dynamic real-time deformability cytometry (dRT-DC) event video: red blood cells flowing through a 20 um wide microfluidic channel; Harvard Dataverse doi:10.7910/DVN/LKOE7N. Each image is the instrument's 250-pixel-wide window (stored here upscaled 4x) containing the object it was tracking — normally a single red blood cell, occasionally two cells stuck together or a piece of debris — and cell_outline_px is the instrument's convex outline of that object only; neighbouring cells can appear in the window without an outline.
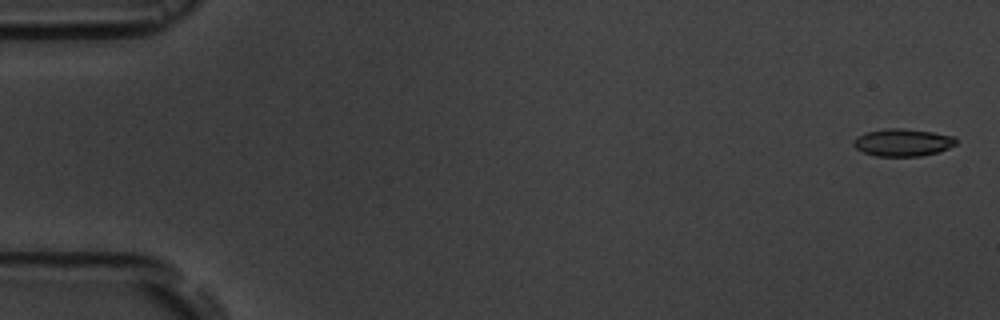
{"species": "common noctule bat (a hibernating species)", "species_latin": "Nyctalus noctula", "temperature_condition": "room temperature", "stored_images_in_passage": 11, "camera_frame_rate_fps": 3000, "um_per_image_px": 0.085, "animal": {"sex": "male", "body_mass_g": 19.5, "forearm_length_mm": 54.6}, "frame": {"image": 1, "passage_image": 1, "time_ms": 0.0, "image_size_px": [1000, 320], "cell_outline_px": [[956, 144], [948, 148], [936, 152], [920, 156], [876, 156], [864, 152], [856, 148], [852, 144], [856, 136], [868, 132], [888, 128], [900, 128], [932, 132], [956, 136]], "centroid_in_image_um": [76.73, 12.11], "position_along_channel_um": 8.3, "area_um2": 16.24}}
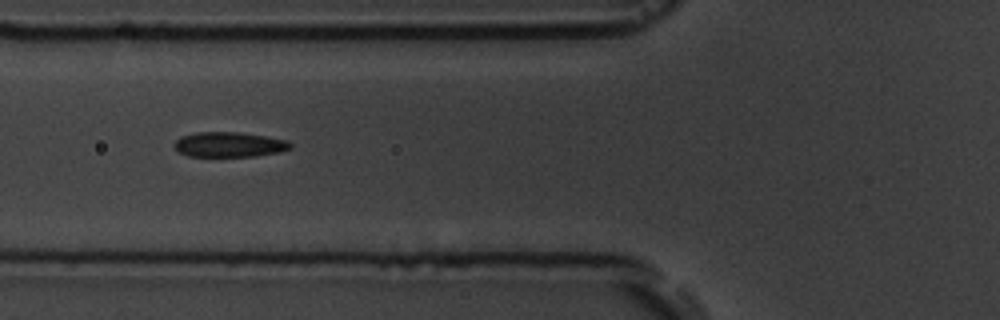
{"frame": {"image": 2, "passage_image": 7, "time_ms": 6.667, "image_size_px": [1000, 320], "cell_outline_px": [[292, 148], [280, 152], [256, 156], [188, 156], [180, 152], [172, 144], [180, 136], [196, 132], [240, 132], [288, 140], [292, 144]], "centroid_in_image_um": [19.49, 12.28], "position_along_channel_um": 106.3, "area_um2": 16.99}}
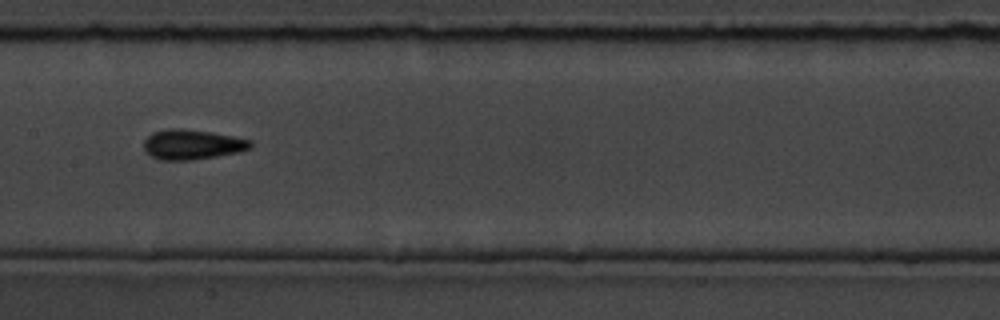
{"frame": {"image": 3, "passage_image": 9, "time_ms": 9.0, "image_size_px": [1000, 320], "cell_outline_px": [[252, 144], [248, 148], [236, 152], [216, 156], [192, 160], [160, 160], [152, 156], [144, 148], [144, 140], [152, 132], [168, 128], [180, 128], [212, 132], [252, 140]], "centroid_in_image_um": [16.3, 12.27], "position_along_channel_um": 191.1, "area_um2": 18.44}}